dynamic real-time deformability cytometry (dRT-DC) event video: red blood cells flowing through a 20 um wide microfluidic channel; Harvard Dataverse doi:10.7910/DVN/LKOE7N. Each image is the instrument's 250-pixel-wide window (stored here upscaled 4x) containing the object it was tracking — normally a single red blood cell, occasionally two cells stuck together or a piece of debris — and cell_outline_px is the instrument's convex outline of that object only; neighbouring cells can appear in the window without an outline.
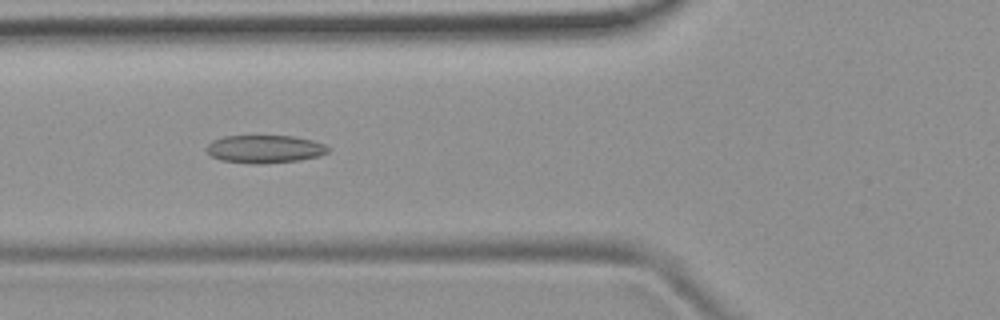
{"species": "common noctule bat (a hibernating species)", "species_latin": "Nyctalus noctula", "temperature_condition": "room temperature", "stored_images_in_passage": 50, "camera_frame_rate_fps": 3000, "um_per_image_px": 0.085, "animal": {"sex": "female", "body_mass_g": 19.9}, "frame": {"image": 1, "passage_image": 18, "time_ms": 5.667, "image_size_px": [1000, 320], "cell_outline_px": [[328, 152], [320, 156], [300, 160], [260, 164], [252, 164], [220, 160], [212, 156], [204, 148], [212, 140], [224, 136], [292, 136], [312, 140], [324, 144], [328, 148]], "centroid_in_image_um": [22.48, 12.67], "position_along_channel_um": 103.3, "area_um2": 19.83}}
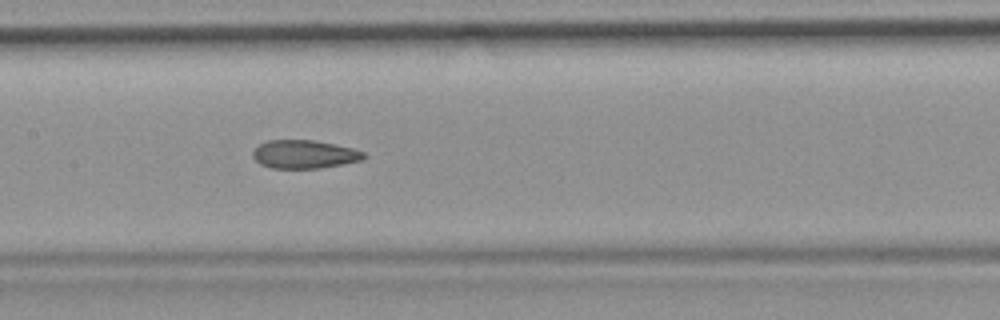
{"frame": {"image": 2, "passage_image": 24, "time_ms": 7.667, "image_size_px": [1000, 320], "cell_outline_px": [[368, 156], [364, 160], [320, 168], [272, 168], [260, 164], [252, 156], [252, 152], [260, 144], [268, 140], [316, 140], [352, 148], [364, 152]], "centroid_in_image_um": [25.9, 13.11], "position_along_channel_um": 181.5, "area_um2": 18.38}}
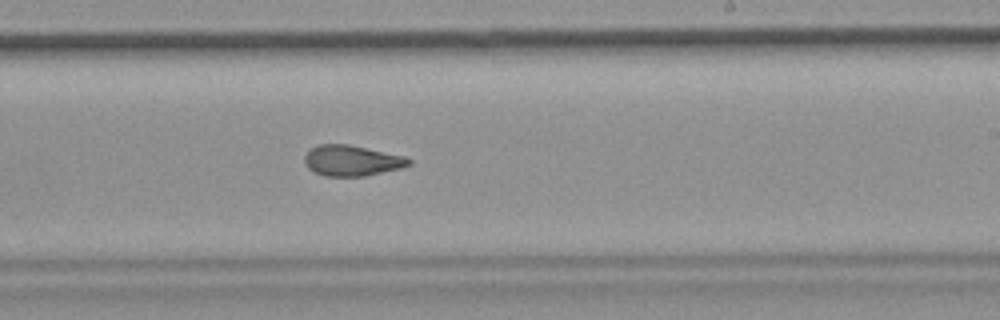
{"frame": {"image": 3, "passage_image": 30, "time_ms": 9.667, "image_size_px": [1000, 320], "cell_outline_px": [[412, 164], [400, 168], [364, 176], [324, 176], [308, 168], [304, 164], [304, 156], [312, 148], [320, 144], [348, 144], [404, 156], [412, 160]], "centroid_in_image_um": [29.9, 13.65], "position_along_channel_um": 259.1, "area_um2": 18.5}, "authors_computed_cell_mechanics": {"area_um2": 19.652, "velocity_mm_per_s": 3.8969, "shape_relaxation_time_tau1_ms": null, "shape_relaxation_time_tau2_ms": 2.1921, "deformation_change_tau1": null, "deformation_change_tau2": 0.0982}}